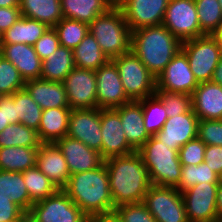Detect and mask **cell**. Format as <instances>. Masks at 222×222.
Instances as JSON below:
<instances>
[{"instance_id":"1","label":"cell","mask_w":222,"mask_h":222,"mask_svg":"<svg viewBox=\"0 0 222 222\" xmlns=\"http://www.w3.org/2000/svg\"><path fill=\"white\" fill-rule=\"evenodd\" d=\"M109 177V188L115 208L143 202L152 185L148 169L137 151L104 160Z\"/></svg>"},{"instance_id":"2","label":"cell","mask_w":222,"mask_h":222,"mask_svg":"<svg viewBox=\"0 0 222 222\" xmlns=\"http://www.w3.org/2000/svg\"><path fill=\"white\" fill-rule=\"evenodd\" d=\"M62 190L89 219L114 212L104 162L96 169L70 175L68 184Z\"/></svg>"},{"instance_id":"3","label":"cell","mask_w":222,"mask_h":222,"mask_svg":"<svg viewBox=\"0 0 222 222\" xmlns=\"http://www.w3.org/2000/svg\"><path fill=\"white\" fill-rule=\"evenodd\" d=\"M182 42L164 25L132 31L131 51L157 77L181 50Z\"/></svg>"},{"instance_id":"4","label":"cell","mask_w":222,"mask_h":222,"mask_svg":"<svg viewBox=\"0 0 222 222\" xmlns=\"http://www.w3.org/2000/svg\"><path fill=\"white\" fill-rule=\"evenodd\" d=\"M89 32L109 60L131 51L132 30L116 4L89 24Z\"/></svg>"},{"instance_id":"5","label":"cell","mask_w":222,"mask_h":222,"mask_svg":"<svg viewBox=\"0 0 222 222\" xmlns=\"http://www.w3.org/2000/svg\"><path fill=\"white\" fill-rule=\"evenodd\" d=\"M137 152L148 169L152 185L174 188L179 186L182 172L179 151L170 149L151 136Z\"/></svg>"},{"instance_id":"6","label":"cell","mask_w":222,"mask_h":222,"mask_svg":"<svg viewBox=\"0 0 222 222\" xmlns=\"http://www.w3.org/2000/svg\"><path fill=\"white\" fill-rule=\"evenodd\" d=\"M115 63L124 92L131 101H139L156 92V77L132 52L112 59Z\"/></svg>"},{"instance_id":"7","label":"cell","mask_w":222,"mask_h":222,"mask_svg":"<svg viewBox=\"0 0 222 222\" xmlns=\"http://www.w3.org/2000/svg\"><path fill=\"white\" fill-rule=\"evenodd\" d=\"M190 69L198 83L212 80L222 55L218 42L209 34L182 42Z\"/></svg>"},{"instance_id":"8","label":"cell","mask_w":222,"mask_h":222,"mask_svg":"<svg viewBox=\"0 0 222 222\" xmlns=\"http://www.w3.org/2000/svg\"><path fill=\"white\" fill-rule=\"evenodd\" d=\"M143 202L156 222H188L182 194L174 187L151 185Z\"/></svg>"},{"instance_id":"9","label":"cell","mask_w":222,"mask_h":222,"mask_svg":"<svg viewBox=\"0 0 222 222\" xmlns=\"http://www.w3.org/2000/svg\"><path fill=\"white\" fill-rule=\"evenodd\" d=\"M162 25L181 42L206 35L200 28L194 0H169Z\"/></svg>"},{"instance_id":"10","label":"cell","mask_w":222,"mask_h":222,"mask_svg":"<svg viewBox=\"0 0 222 222\" xmlns=\"http://www.w3.org/2000/svg\"><path fill=\"white\" fill-rule=\"evenodd\" d=\"M29 213L36 222H87L89 220L62 189L34 203Z\"/></svg>"},{"instance_id":"11","label":"cell","mask_w":222,"mask_h":222,"mask_svg":"<svg viewBox=\"0 0 222 222\" xmlns=\"http://www.w3.org/2000/svg\"><path fill=\"white\" fill-rule=\"evenodd\" d=\"M198 84L182 49L156 77V91L192 95Z\"/></svg>"},{"instance_id":"12","label":"cell","mask_w":222,"mask_h":222,"mask_svg":"<svg viewBox=\"0 0 222 222\" xmlns=\"http://www.w3.org/2000/svg\"><path fill=\"white\" fill-rule=\"evenodd\" d=\"M63 84L71 110L97 107L96 73L94 70L74 67Z\"/></svg>"},{"instance_id":"13","label":"cell","mask_w":222,"mask_h":222,"mask_svg":"<svg viewBox=\"0 0 222 222\" xmlns=\"http://www.w3.org/2000/svg\"><path fill=\"white\" fill-rule=\"evenodd\" d=\"M219 183H199L181 193L188 222H210L217 218L216 196Z\"/></svg>"},{"instance_id":"14","label":"cell","mask_w":222,"mask_h":222,"mask_svg":"<svg viewBox=\"0 0 222 222\" xmlns=\"http://www.w3.org/2000/svg\"><path fill=\"white\" fill-rule=\"evenodd\" d=\"M132 31L162 25L169 0H116Z\"/></svg>"},{"instance_id":"15","label":"cell","mask_w":222,"mask_h":222,"mask_svg":"<svg viewBox=\"0 0 222 222\" xmlns=\"http://www.w3.org/2000/svg\"><path fill=\"white\" fill-rule=\"evenodd\" d=\"M67 136L100 152L102 149L101 109L71 110Z\"/></svg>"},{"instance_id":"16","label":"cell","mask_w":222,"mask_h":222,"mask_svg":"<svg viewBox=\"0 0 222 222\" xmlns=\"http://www.w3.org/2000/svg\"><path fill=\"white\" fill-rule=\"evenodd\" d=\"M95 73L99 109H113L131 102L124 92L120 75L112 60L95 70Z\"/></svg>"},{"instance_id":"17","label":"cell","mask_w":222,"mask_h":222,"mask_svg":"<svg viewBox=\"0 0 222 222\" xmlns=\"http://www.w3.org/2000/svg\"><path fill=\"white\" fill-rule=\"evenodd\" d=\"M101 158L123 156L135 150L127 142L119 113L113 109H101Z\"/></svg>"},{"instance_id":"18","label":"cell","mask_w":222,"mask_h":222,"mask_svg":"<svg viewBox=\"0 0 222 222\" xmlns=\"http://www.w3.org/2000/svg\"><path fill=\"white\" fill-rule=\"evenodd\" d=\"M198 116L191 109L187 113L174 115L166 120L154 137L170 149L179 151L188 141L197 138Z\"/></svg>"},{"instance_id":"19","label":"cell","mask_w":222,"mask_h":222,"mask_svg":"<svg viewBox=\"0 0 222 222\" xmlns=\"http://www.w3.org/2000/svg\"><path fill=\"white\" fill-rule=\"evenodd\" d=\"M55 143L65 157L70 175L96 169L104 162L98 151L77 139L66 136Z\"/></svg>"},{"instance_id":"20","label":"cell","mask_w":222,"mask_h":222,"mask_svg":"<svg viewBox=\"0 0 222 222\" xmlns=\"http://www.w3.org/2000/svg\"><path fill=\"white\" fill-rule=\"evenodd\" d=\"M0 55L18 69L24 81L40 79L42 61L34 46L24 43L0 44Z\"/></svg>"},{"instance_id":"21","label":"cell","mask_w":222,"mask_h":222,"mask_svg":"<svg viewBox=\"0 0 222 222\" xmlns=\"http://www.w3.org/2000/svg\"><path fill=\"white\" fill-rule=\"evenodd\" d=\"M36 167L44 173L58 189H63L70 177L65 157L56 143H41L38 148Z\"/></svg>"},{"instance_id":"22","label":"cell","mask_w":222,"mask_h":222,"mask_svg":"<svg viewBox=\"0 0 222 222\" xmlns=\"http://www.w3.org/2000/svg\"><path fill=\"white\" fill-rule=\"evenodd\" d=\"M192 110L199 120H222V86L201 82L192 93Z\"/></svg>"},{"instance_id":"23","label":"cell","mask_w":222,"mask_h":222,"mask_svg":"<svg viewBox=\"0 0 222 222\" xmlns=\"http://www.w3.org/2000/svg\"><path fill=\"white\" fill-rule=\"evenodd\" d=\"M114 109L120 115L127 142L135 151H138L151 137L144 127L142 105L138 101H131Z\"/></svg>"},{"instance_id":"24","label":"cell","mask_w":222,"mask_h":222,"mask_svg":"<svg viewBox=\"0 0 222 222\" xmlns=\"http://www.w3.org/2000/svg\"><path fill=\"white\" fill-rule=\"evenodd\" d=\"M24 88L42 110L69 107L63 82L35 79L25 81Z\"/></svg>"},{"instance_id":"25","label":"cell","mask_w":222,"mask_h":222,"mask_svg":"<svg viewBox=\"0 0 222 222\" xmlns=\"http://www.w3.org/2000/svg\"><path fill=\"white\" fill-rule=\"evenodd\" d=\"M70 107L43 110L37 135L41 143H55L67 136Z\"/></svg>"},{"instance_id":"26","label":"cell","mask_w":222,"mask_h":222,"mask_svg":"<svg viewBox=\"0 0 222 222\" xmlns=\"http://www.w3.org/2000/svg\"><path fill=\"white\" fill-rule=\"evenodd\" d=\"M116 0H61L64 18L90 24L115 5Z\"/></svg>"},{"instance_id":"27","label":"cell","mask_w":222,"mask_h":222,"mask_svg":"<svg viewBox=\"0 0 222 222\" xmlns=\"http://www.w3.org/2000/svg\"><path fill=\"white\" fill-rule=\"evenodd\" d=\"M48 28L40 21L21 16L0 35V44L24 43L33 46Z\"/></svg>"},{"instance_id":"28","label":"cell","mask_w":222,"mask_h":222,"mask_svg":"<svg viewBox=\"0 0 222 222\" xmlns=\"http://www.w3.org/2000/svg\"><path fill=\"white\" fill-rule=\"evenodd\" d=\"M21 15L54 27L62 18L61 0H19Z\"/></svg>"},{"instance_id":"29","label":"cell","mask_w":222,"mask_h":222,"mask_svg":"<svg viewBox=\"0 0 222 222\" xmlns=\"http://www.w3.org/2000/svg\"><path fill=\"white\" fill-rule=\"evenodd\" d=\"M74 67L72 49L59 46L54 53L42 61L40 79L63 82Z\"/></svg>"},{"instance_id":"30","label":"cell","mask_w":222,"mask_h":222,"mask_svg":"<svg viewBox=\"0 0 222 222\" xmlns=\"http://www.w3.org/2000/svg\"><path fill=\"white\" fill-rule=\"evenodd\" d=\"M38 148L22 146L0 148V170L24 172L35 167Z\"/></svg>"},{"instance_id":"31","label":"cell","mask_w":222,"mask_h":222,"mask_svg":"<svg viewBox=\"0 0 222 222\" xmlns=\"http://www.w3.org/2000/svg\"><path fill=\"white\" fill-rule=\"evenodd\" d=\"M72 51L74 64L79 68L95 71L109 61L90 32H88L80 44Z\"/></svg>"},{"instance_id":"32","label":"cell","mask_w":222,"mask_h":222,"mask_svg":"<svg viewBox=\"0 0 222 222\" xmlns=\"http://www.w3.org/2000/svg\"><path fill=\"white\" fill-rule=\"evenodd\" d=\"M0 194L10 197L24 212H29L33 205L22 172L0 170Z\"/></svg>"},{"instance_id":"33","label":"cell","mask_w":222,"mask_h":222,"mask_svg":"<svg viewBox=\"0 0 222 222\" xmlns=\"http://www.w3.org/2000/svg\"><path fill=\"white\" fill-rule=\"evenodd\" d=\"M16 103V118L19 123L38 131L42 108L33 100L27 90L21 89L10 95Z\"/></svg>"},{"instance_id":"34","label":"cell","mask_w":222,"mask_h":222,"mask_svg":"<svg viewBox=\"0 0 222 222\" xmlns=\"http://www.w3.org/2000/svg\"><path fill=\"white\" fill-rule=\"evenodd\" d=\"M22 173L29 198L33 204L54 195L59 190L36 166Z\"/></svg>"},{"instance_id":"35","label":"cell","mask_w":222,"mask_h":222,"mask_svg":"<svg viewBox=\"0 0 222 222\" xmlns=\"http://www.w3.org/2000/svg\"><path fill=\"white\" fill-rule=\"evenodd\" d=\"M37 131L22 123L9 124L0 132V148L10 146L39 147Z\"/></svg>"},{"instance_id":"36","label":"cell","mask_w":222,"mask_h":222,"mask_svg":"<svg viewBox=\"0 0 222 222\" xmlns=\"http://www.w3.org/2000/svg\"><path fill=\"white\" fill-rule=\"evenodd\" d=\"M138 102L142 105L145 130L150 136H154L168 119L166 108L155 94Z\"/></svg>"},{"instance_id":"37","label":"cell","mask_w":222,"mask_h":222,"mask_svg":"<svg viewBox=\"0 0 222 222\" xmlns=\"http://www.w3.org/2000/svg\"><path fill=\"white\" fill-rule=\"evenodd\" d=\"M53 28L57 32L60 46L72 50L89 32V24L64 17Z\"/></svg>"},{"instance_id":"38","label":"cell","mask_w":222,"mask_h":222,"mask_svg":"<svg viewBox=\"0 0 222 222\" xmlns=\"http://www.w3.org/2000/svg\"><path fill=\"white\" fill-rule=\"evenodd\" d=\"M219 183V176L204 161L199 165L182 166L181 179L176 188L180 193L199 183Z\"/></svg>"},{"instance_id":"39","label":"cell","mask_w":222,"mask_h":222,"mask_svg":"<svg viewBox=\"0 0 222 222\" xmlns=\"http://www.w3.org/2000/svg\"><path fill=\"white\" fill-rule=\"evenodd\" d=\"M201 30L212 34L222 21V9L218 0H194Z\"/></svg>"},{"instance_id":"40","label":"cell","mask_w":222,"mask_h":222,"mask_svg":"<svg viewBox=\"0 0 222 222\" xmlns=\"http://www.w3.org/2000/svg\"><path fill=\"white\" fill-rule=\"evenodd\" d=\"M25 81L18 69L2 55H0V94L12 95L18 90L24 89Z\"/></svg>"},{"instance_id":"41","label":"cell","mask_w":222,"mask_h":222,"mask_svg":"<svg viewBox=\"0 0 222 222\" xmlns=\"http://www.w3.org/2000/svg\"><path fill=\"white\" fill-rule=\"evenodd\" d=\"M155 95L162 101L166 108L168 118L187 113L192 109V95L166 91H156Z\"/></svg>"},{"instance_id":"42","label":"cell","mask_w":222,"mask_h":222,"mask_svg":"<svg viewBox=\"0 0 222 222\" xmlns=\"http://www.w3.org/2000/svg\"><path fill=\"white\" fill-rule=\"evenodd\" d=\"M114 212L123 222H156L144 202L121 205Z\"/></svg>"},{"instance_id":"43","label":"cell","mask_w":222,"mask_h":222,"mask_svg":"<svg viewBox=\"0 0 222 222\" xmlns=\"http://www.w3.org/2000/svg\"><path fill=\"white\" fill-rule=\"evenodd\" d=\"M206 144L198 137L188 141L179 150V160L182 166L199 165L204 162Z\"/></svg>"},{"instance_id":"44","label":"cell","mask_w":222,"mask_h":222,"mask_svg":"<svg viewBox=\"0 0 222 222\" xmlns=\"http://www.w3.org/2000/svg\"><path fill=\"white\" fill-rule=\"evenodd\" d=\"M197 137L206 145L222 146V120H199Z\"/></svg>"},{"instance_id":"45","label":"cell","mask_w":222,"mask_h":222,"mask_svg":"<svg viewBox=\"0 0 222 222\" xmlns=\"http://www.w3.org/2000/svg\"><path fill=\"white\" fill-rule=\"evenodd\" d=\"M33 46L41 61L46 60L60 46L56 30L49 27Z\"/></svg>"},{"instance_id":"46","label":"cell","mask_w":222,"mask_h":222,"mask_svg":"<svg viewBox=\"0 0 222 222\" xmlns=\"http://www.w3.org/2000/svg\"><path fill=\"white\" fill-rule=\"evenodd\" d=\"M19 123L16 118V103L10 95L0 97V132L9 124Z\"/></svg>"},{"instance_id":"47","label":"cell","mask_w":222,"mask_h":222,"mask_svg":"<svg viewBox=\"0 0 222 222\" xmlns=\"http://www.w3.org/2000/svg\"><path fill=\"white\" fill-rule=\"evenodd\" d=\"M25 212L10 197L0 194V222H15Z\"/></svg>"},{"instance_id":"48","label":"cell","mask_w":222,"mask_h":222,"mask_svg":"<svg viewBox=\"0 0 222 222\" xmlns=\"http://www.w3.org/2000/svg\"><path fill=\"white\" fill-rule=\"evenodd\" d=\"M204 161L218 176L222 174V146L206 145Z\"/></svg>"},{"instance_id":"49","label":"cell","mask_w":222,"mask_h":222,"mask_svg":"<svg viewBox=\"0 0 222 222\" xmlns=\"http://www.w3.org/2000/svg\"><path fill=\"white\" fill-rule=\"evenodd\" d=\"M21 16L19 7H0V35L8 30Z\"/></svg>"},{"instance_id":"50","label":"cell","mask_w":222,"mask_h":222,"mask_svg":"<svg viewBox=\"0 0 222 222\" xmlns=\"http://www.w3.org/2000/svg\"><path fill=\"white\" fill-rule=\"evenodd\" d=\"M95 222H123L121 218L115 213H109L92 218Z\"/></svg>"},{"instance_id":"51","label":"cell","mask_w":222,"mask_h":222,"mask_svg":"<svg viewBox=\"0 0 222 222\" xmlns=\"http://www.w3.org/2000/svg\"><path fill=\"white\" fill-rule=\"evenodd\" d=\"M211 81L213 83H216L222 86V55H221V58L219 60L217 67L215 68L213 72Z\"/></svg>"},{"instance_id":"52","label":"cell","mask_w":222,"mask_h":222,"mask_svg":"<svg viewBox=\"0 0 222 222\" xmlns=\"http://www.w3.org/2000/svg\"><path fill=\"white\" fill-rule=\"evenodd\" d=\"M216 210L219 218H222V185H218L217 196H216Z\"/></svg>"},{"instance_id":"53","label":"cell","mask_w":222,"mask_h":222,"mask_svg":"<svg viewBox=\"0 0 222 222\" xmlns=\"http://www.w3.org/2000/svg\"><path fill=\"white\" fill-rule=\"evenodd\" d=\"M217 42L222 51V21L220 22L218 28L210 34Z\"/></svg>"},{"instance_id":"54","label":"cell","mask_w":222,"mask_h":222,"mask_svg":"<svg viewBox=\"0 0 222 222\" xmlns=\"http://www.w3.org/2000/svg\"><path fill=\"white\" fill-rule=\"evenodd\" d=\"M0 7H19V0H0Z\"/></svg>"},{"instance_id":"55","label":"cell","mask_w":222,"mask_h":222,"mask_svg":"<svg viewBox=\"0 0 222 222\" xmlns=\"http://www.w3.org/2000/svg\"><path fill=\"white\" fill-rule=\"evenodd\" d=\"M17 222H36L29 212H25Z\"/></svg>"},{"instance_id":"56","label":"cell","mask_w":222,"mask_h":222,"mask_svg":"<svg viewBox=\"0 0 222 222\" xmlns=\"http://www.w3.org/2000/svg\"><path fill=\"white\" fill-rule=\"evenodd\" d=\"M210 222H222V218H217V219L210 221Z\"/></svg>"},{"instance_id":"57","label":"cell","mask_w":222,"mask_h":222,"mask_svg":"<svg viewBox=\"0 0 222 222\" xmlns=\"http://www.w3.org/2000/svg\"><path fill=\"white\" fill-rule=\"evenodd\" d=\"M219 185H222V174L219 176Z\"/></svg>"},{"instance_id":"58","label":"cell","mask_w":222,"mask_h":222,"mask_svg":"<svg viewBox=\"0 0 222 222\" xmlns=\"http://www.w3.org/2000/svg\"><path fill=\"white\" fill-rule=\"evenodd\" d=\"M218 2L221 5V9H222V0H218Z\"/></svg>"},{"instance_id":"59","label":"cell","mask_w":222,"mask_h":222,"mask_svg":"<svg viewBox=\"0 0 222 222\" xmlns=\"http://www.w3.org/2000/svg\"><path fill=\"white\" fill-rule=\"evenodd\" d=\"M87 222H95L93 219H89Z\"/></svg>"}]
</instances>
